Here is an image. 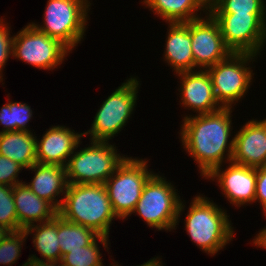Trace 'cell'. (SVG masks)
Instances as JSON below:
<instances>
[{
    "instance_id": "8fae6325",
    "label": "cell",
    "mask_w": 266,
    "mask_h": 266,
    "mask_svg": "<svg viewBox=\"0 0 266 266\" xmlns=\"http://www.w3.org/2000/svg\"><path fill=\"white\" fill-rule=\"evenodd\" d=\"M210 14L219 24L224 44L232 53L263 56L266 45V14Z\"/></svg>"
},
{
    "instance_id": "8992f818",
    "label": "cell",
    "mask_w": 266,
    "mask_h": 266,
    "mask_svg": "<svg viewBox=\"0 0 266 266\" xmlns=\"http://www.w3.org/2000/svg\"><path fill=\"white\" fill-rule=\"evenodd\" d=\"M100 105L91 128L83 132L92 141H109L118 136L136 110L141 81L138 76L127 77Z\"/></svg>"
},
{
    "instance_id": "4dcf8cb0",
    "label": "cell",
    "mask_w": 266,
    "mask_h": 266,
    "mask_svg": "<svg viewBox=\"0 0 266 266\" xmlns=\"http://www.w3.org/2000/svg\"><path fill=\"white\" fill-rule=\"evenodd\" d=\"M260 204L263 215H266V165L257 168L254 203Z\"/></svg>"
},
{
    "instance_id": "83f0119b",
    "label": "cell",
    "mask_w": 266,
    "mask_h": 266,
    "mask_svg": "<svg viewBox=\"0 0 266 266\" xmlns=\"http://www.w3.org/2000/svg\"><path fill=\"white\" fill-rule=\"evenodd\" d=\"M0 225L11 232L18 231L17 211L14 204L13 187L0 184Z\"/></svg>"
},
{
    "instance_id": "ba28073f",
    "label": "cell",
    "mask_w": 266,
    "mask_h": 266,
    "mask_svg": "<svg viewBox=\"0 0 266 266\" xmlns=\"http://www.w3.org/2000/svg\"><path fill=\"white\" fill-rule=\"evenodd\" d=\"M258 55L249 53H231L225 60L207 69L210 74L214 95L223 108H234L246 99L256 73L255 68Z\"/></svg>"
},
{
    "instance_id": "3957f363",
    "label": "cell",
    "mask_w": 266,
    "mask_h": 266,
    "mask_svg": "<svg viewBox=\"0 0 266 266\" xmlns=\"http://www.w3.org/2000/svg\"><path fill=\"white\" fill-rule=\"evenodd\" d=\"M58 215L106 237L113 222L119 219L104 184H68Z\"/></svg>"
},
{
    "instance_id": "484cf974",
    "label": "cell",
    "mask_w": 266,
    "mask_h": 266,
    "mask_svg": "<svg viewBox=\"0 0 266 266\" xmlns=\"http://www.w3.org/2000/svg\"><path fill=\"white\" fill-rule=\"evenodd\" d=\"M208 12L266 14V0H218Z\"/></svg>"
},
{
    "instance_id": "7c38bea8",
    "label": "cell",
    "mask_w": 266,
    "mask_h": 266,
    "mask_svg": "<svg viewBox=\"0 0 266 266\" xmlns=\"http://www.w3.org/2000/svg\"><path fill=\"white\" fill-rule=\"evenodd\" d=\"M190 34L194 71L207 70L232 53L224 44L219 24L209 12L190 21Z\"/></svg>"
},
{
    "instance_id": "d590c367",
    "label": "cell",
    "mask_w": 266,
    "mask_h": 266,
    "mask_svg": "<svg viewBox=\"0 0 266 266\" xmlns=\"http://www.w3.org/2000/svg\"><path fill=\"white\" fill-rule=\"evenodd\" d=\"M202 5L209 10L218 0H199Z\"/></svg>"
},
{
    "instance_id": "ffe728a7",
    "label": "cell",
    "mask_w": 266,
    "mask_h": 266,
    "mask_svg": "<svg viewBox=\"0 0 266 266\" xmlns=\"http://www.w3.org/2000/svg\"><path fill=\"white\" fill-rule=\"evenodd\" d=\"M140 2L144 8H148L165 23L189 22L203 17L208 12L199 0H141Z\"/></svg>"
},
{
    "instance_id": "e0dca14e",
    "label": "cell",
    "mask_w": 266,
    "mask_h": 266,
    "mask_svg": "<svg viewBox=\"0 0 266 266\" xmlns=\"http://www.w3.org/2000/svg\"><path fill=\"white\" fill-rule=\"evenodd\" d=\"M27 170L34 172L30 182L24 181L27 187L59 210L68 186L65 167L36 162Z\"/></svg>"
},
{
    "instance_id": "e575fe53",
    "label": "cell",
    "mask_w": 266,
    "mask_h": 266,
    "mask_svg": "<svg viewBox=\"0 0 266 266\" xmlns=\"http://www.w3.org/2000/svg\"><path fill=\"white\" fill-rule=\"evenodd\" d=\"M11 231L3 225H0V242L10 233Z\"/></svg>"
},
{
    "instance_id": "d6a6232c",
    "label": "cell",
    "mask_w": 266,
    "mask_h": 266,
    "mask_svg": "<svg viewBox=\"0 0 266 266\" xmlns=\"http://www.w3.org/2000/svg\"><path fill=\"white\" fill-rule=\"evenodd\" d=\"M111 260L114 261V263L113 264L109 263V266H122L117 261H115L113 258ZM164 265H165V263H163L162 257L161 256H155V257H152L149 260H147V262H144L143 264L136 265V266H164Z\"/></svg>"
},
{
    "instance_id": "2e32d148",
    "label": "cell",
    "mask_w": 266,
    "mask_h": 266,
    "mask_svg": "<svg viewBox=\"0 0 266 266\" xmlns=\"http://www.w3.org/2000/svg\"><path fill=\"white\" fill-rule=\"evenodd\" d=\"M82 138V132H75L65 125L50 126L41 138L36 136L37 162L65 167Z\"/></svg>"
},
{
    "instance_id": "52a82bcc",
    "label": "cell",
    "mask_w": 266,
    "mask_h": 266,
    "mask_svg": "<svg viewBox=\"0 0 266 266\" xmlns=\"http://www.w3.org/2000/svg\"><path fill=\"white\" fill-rule=\"evenodd\" d=\"M89 142L81 148V141L68 159L65 166L68 184H104L128 156L119 153L112 142Z\"/></svg>"
},
{
    "instance_id": "603a6c76",
    "label": "cell",
    "mask_w": 266,
    "mask_h": 266,
    "mask_svg": "<svg viewBox=\"0 0 266 266\" xmlns=\"http://www.w3.org/2000/svg\"><path fill=\"white\" fill-rule=\"evenodd\" d=\"M98 236L91 228L69 222L57 214V237L62 256L90 245Z\"/></svg>"
},
{
    "instance_id": "44dd1931",
    "label": "cell",
    "mask_w": 266,
    "mask_h": 266,
    "mask_svg": "<svg viewBox=\"0 0 266 266\" xmlns=\"http://www.w3.org/2000/svg\"><path fill=\"white\" fill-rule=\"evenodd\" d=\"M0 155L20 164L24 170L37 162L36 133L12 131L0 133Z\"/></svg>"
},
{
    "instance_id": "4fadbf2b",
    "label": "cell",
    "mask_w": 266,
    "mask_h": 266,
    "mask_svg": "<svg viewBox=\"0 0 266 266\" xmlns=\"http://www.w3.org/2000/svg\"><path fill=\"white\" fill-rule=\"evenodd\" d=\"M215 168L204 180L214 181L225 199L237 209L252 205L255 199L257 168L228 162Z\"/></svg>"
},
{
    "instance_id": "d4e9b609",
    "label": "cell",
    "mask_w": 266,
    "mask_h": 266,
    "mask_svg": "<svg viewBox=\"0 0 266 266\" xmlns=\"http://www.w3.org/2000/svg\"><path fill=\"white\" fill-rule=\"evenodd\" d=\"M99 243L109 254L108 250H110L109 247L111 246L109 237L99 235L90 245L64 254L61 263L63 266H105L100 252L102 247L98 245Z\"/></svg>"
},
{
    "instance_id": "cb8c5ba5",
    "label": "cell",
    "mask_w": 266,
    "mask_h": 266,
    "mask_svg": "<svg viewBox=\"0 0 266 266\" xmlns=\"http://www.w3.org/2000/svg\"><path fill=\"white\" fill-rule=\"evenodd\" d=\"M9 95L10 93L7 94V102L0 109V125H2L0 133L12 131L33 132L28 124L34 117V109H31L28 103L12 101Z\"/></svg>"
},
{
    "instance_id": "9c48e42d",
    "label": "cell",
    "mask_w": 266,
    "mask_h": 266,
    "mask_svg": "<svg viewBox=\"0 0 266 266\" xmlns=\"http://www.w3.org/2000/svg\"><path fill=\"white\" fill-rule=\"evenodd\" d=\"M149 160L127 156L104 183L113 211L122 221L131 217L145 184L155 173L149 170Z\"/></svg>"
},
{
    "instance_id": "277c9868",
    "label": "cell",
    "mask_w": 266,
    "mask_h": 266,
    "mask_svg": "<svg viewBox=\"0 0 266 266\" xmlns=\"http://www.w3.org/2000/svg\"><path fill=\"white\" fill-rule=\"evenodd\" d=\"M158 172L145 184L132 214L140 217L151 229L174 232L181 222V215L187 210V202L181 199L174 183Z\"/></svg>"
},
{
    "instance_id": "6da1fadb",
    "label": "cell",
    "mask_w": 266,
    "mask_h": 266,
    "mask_svg": "<svg viewBox=\"0 0 266 266\" xmlns=\"http://www.w3.org/2000/svg\"><path fill=\"white\" fill-rule=\"evenodd\" d=\"M233 112L234 108H222L206 114L184 113L182 117L178 138L203 179L215 168L231 162L235 140Z\"/></svg>"
},
{
    "instance_id": "ac0fdd59",
    "label": "cell",
    "mask_w": 266,
    "mask_h": 266,
    "mask_svg": "<svg viewBox=\"0 0 266 266\" xmlns=\"http://www.w3.org/2000/svg\"><path fill=\"white\" fill-rule=\"evenodd\" d=\"M163 61L173 69L174 75L194 71V58L191 48L190 21L167 23Z\"/></svg>"
},
{
    "instance_id": "5bb4252c",
    "label": "cell",
    "mask_w": 266,
    "mask_h": 266,
    "mask_svg": "<svg viewBox=\"0 0 266 266\" xmlns=\"http://www.w3.org/2000/svg\"><path fill=\"white\" fill-rule=\"evenodd\" d=\"M178 77V91L180 106L195 115L216 112L223 107L218 103L214 95V89L210 74L207 70L180 72Z\"/></svg>"
},
{
    "instance_id": "7402d4cb",
    "label": "cell",
    "mask_w": 266,
    "mask_h": 266,
    "mask_svg": "<svg viewBox=\"0 0 266 266\" xmlns=\"http://www.w3.org/2000/svg\"><path fill=\"white\" fill-rule=\"evenodd\" d=\"M26 236L32 237V243L40 254L29 255V260L57 262L62 260L61 249L57 237V215L50 221L33 224L24 229Z\"/></svg>"
},
{
    "instance_id": "836d02e7",
    "label": "cell",
    "mask_w": 266,
    "mask_h": 266,
    "mask_svg": "<svg viewBox=\"0 0 266 266\" xmlns=\"http://www.w3.org/2000/svg\"><path fill=\"white\" fill-rule=\"evenodd\" d=\"M21 266H63V264L61 263V261L47 262L27 259Z\"/></svg>"
},
{
    "instance_id": "f1b7e54d",
    "label": "cell",
    "mask_w": 266,
    "mask_h": 266,
    "mask_svg": "<svg viewBox=\"0 0 266 266\" xmlns=\"http://www.w3.org/2000/svg\"><path fill=\"white\" fill-rule=\"evenodd\" d=\"M6 21V22H5ZM5 16L0 17V83L4 81V68L9 58H12L13 39L14 34L11 35L12 29L9 23H7Z\"/></svg>"
},
{
    "instance_id": "4316f807",
    "label": "cell",
    "mask_w": 266,
    "mask_h": 266,
    "mask_svg": "<svg viewBox=\"0 0 266 266\" xmlns=\"http://www.w3.org/2000/svg\"><path fill=\"white\" fill-rule=\"evenodd\" d=\"M26 233L24 230L10 232L0 242V266H13L20 259L21 250L26 242Z\"/></svg>"
},
{
    "instance_id": "d6986e66",
    "label": "cell",
    "mask_w": 266,
    "mask_h": 266,
    "mask_svg": "<svg viewBox=\"0 0 266 266\" xmlns=\"http://www.w3.org/2000/svg\"><path fill=\"white\" fill-rule=\"evenodd\" d=\"M13 197L18 231L33 224L50 221L58 214V210L51 203L39 198L24 182L13 186Z\"/></svg>"
},
{
    "instance_id": "30bf717a",
    "label": "cell",
    "mask_w": 266,
    "mask_h": 266,
    "mask_svg": "<svg viewBox=\"0 0 266 266\" xmlns=\"http://www.w3.org/2000/svg\"><path fill=\"white\" fill-rule=\"evenodd\" d=\"M70 53L59 40L39 31L31 22L14 34L12 58L36 69L52 71L61 67Z\"/></svg>"
},
{
    "instance_id": "1f68e13d",
    "label": "cell",
    "mask_w": 266,
    "mask_h": 266,
    "mask_svg": "<svg viewBox=\"0 0 266 266\" xmlns=\"http://www.w3.org/2000/svg\"><path fill=\"white\" fill-rule=\"evenodd\" d=\"M264 217H266V215H264ZM250 243H253L256 248L266 249V226L262 227L260 231H258Z\"/></svg>"
},
{
    "instance_id": "9a60e30c",
    "label": "cell",
    "mask_w": 266,
    "mask_h": 266,
    "mask_svg": "<svg viewBox=\"0 0 266 266\" xmlns=\"http://www.w3.org/2000/svg\"><path fill=\"white\" fill-rule=\"evenodd\" d=\"M250 119L234 130V147L231 162L258 168L266 165V118Z\"/></svg>"
},
{
    "instance_id": "f546056e",
    "label": "cell",
    "mask_w": 266,
    "mask_h": 266,
    "mask_svg": "<svg viewBox=\"0 0 266 266\" xmlns=\"http://www.w3.org/2000/svg\"><path fill=\"white\" fill-rule=\"evenodd\" d=\"M24 168L3 155H0V184L7 186H16L23 183V180L19 179V174Z\"/></svg>"
},
{
    "instance_id": "7a4b0ae2",
    "label": "cell",
    "mask_w": 266,
    "mask_h": 266,
    "mask_svg": "<svg viewBox=\"0 0 266 266\" xmlns=\"http://www.w3.org/2000/svg\"><path fill=\"white\" fill-rule=\"evenodd\" d=\"M187 209L184 230L200 251L216 256L233 241L235 227L221 205L199 193L191 199Z\"/></svg>"
},
{
    "instance_id": "5b68a950",
    "label": "cell",
    "mask_w": 266,
    "mask_h": 266,
    "mask_svg": "<svg viewBox=\"0 0 266 266\" xmlns=\"http://www.w3.org/2000/svg\"><path fill=\"white\" fill-rule=\"evenodd\" d=\"M91 7L92 0H47L43 21L31 23L72 52L85 38Z\"/></svg>"
}]
</instances>
